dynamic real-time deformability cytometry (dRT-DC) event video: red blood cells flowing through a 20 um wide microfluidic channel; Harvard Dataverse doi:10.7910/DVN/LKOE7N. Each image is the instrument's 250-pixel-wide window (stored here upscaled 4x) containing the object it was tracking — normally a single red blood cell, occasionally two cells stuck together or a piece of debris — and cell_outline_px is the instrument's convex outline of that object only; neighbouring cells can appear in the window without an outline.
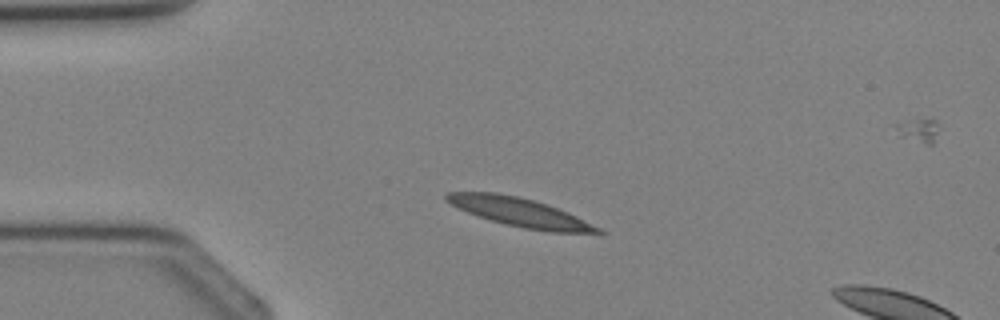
{"species": "Egyptian fruit bat (a non-hibernating species)", "species_latin": "Rousettus aegyptiacus", "temperature_condition": "cold", "stored_images_in_passage": 2, "segment_of_instrument_passage": [1, 2], "camera_frame_rate_fps": 3000, "um_per_image_px": 0.085, "animal": {"sex": "female"}, "frame": {"image": 1, "passage_image": 1, "time_ms": 0.0, "image_size_px": [1000, 320], "cell_outline_px": [[608, 232], [548, 232], [524, 228], [492, 220], [468, 212], [444, 200], [444, 196], [448, 192], [496, 192], [516, 196], [548, 204], [568, 212]], "centroid_in_image_um": [44.18, 18.03], "position_along_channel_um": 40.8, "area_um2": 24.74}}